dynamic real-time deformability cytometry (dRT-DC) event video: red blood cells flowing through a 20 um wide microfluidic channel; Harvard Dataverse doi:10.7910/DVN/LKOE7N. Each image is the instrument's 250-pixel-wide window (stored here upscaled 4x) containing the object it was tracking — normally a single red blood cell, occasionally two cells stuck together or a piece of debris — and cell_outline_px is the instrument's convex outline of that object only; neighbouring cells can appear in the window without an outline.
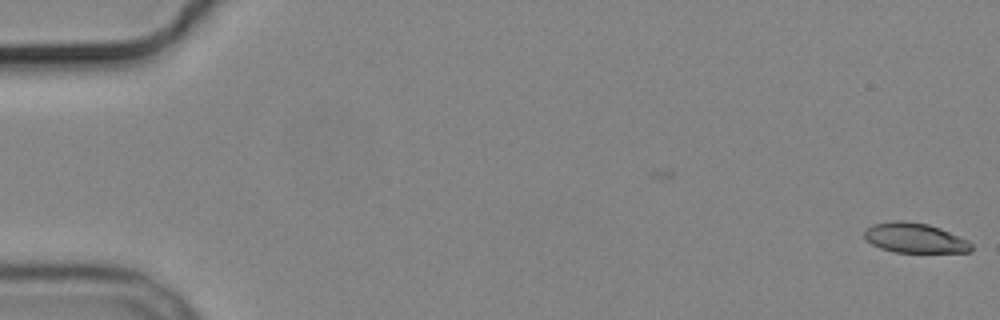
{"species": "common noctule bat (a hibernating species)", "species_latin": "Nyctalus noctula", "temperature_condition": "cold", "stored_images_in_passage": 2, "camera_frame_rate_fps": 3000, "um_per_image_px": 0.085, "animal": {"sex": "male", "body_mass_g": 19.2, "forearm_length_mm": 51.8}, "frame": {"image": 1, "passage_image": 2, "time_ms": 1.333, "image_size_px": [1000, 320], "cell_outline_px": [[972, 252], [892, 252], [880, 248], [872, 244], [864, 236], [864, 232], [872, 224], [896, 220], [904, 220], [928, 224], [940, 228], [968, 240], [972, 244]], "centroid_in_image_um": [77.77, 20.22], "position_along_channel_um": 7.2, "area_um2": 18.61}}